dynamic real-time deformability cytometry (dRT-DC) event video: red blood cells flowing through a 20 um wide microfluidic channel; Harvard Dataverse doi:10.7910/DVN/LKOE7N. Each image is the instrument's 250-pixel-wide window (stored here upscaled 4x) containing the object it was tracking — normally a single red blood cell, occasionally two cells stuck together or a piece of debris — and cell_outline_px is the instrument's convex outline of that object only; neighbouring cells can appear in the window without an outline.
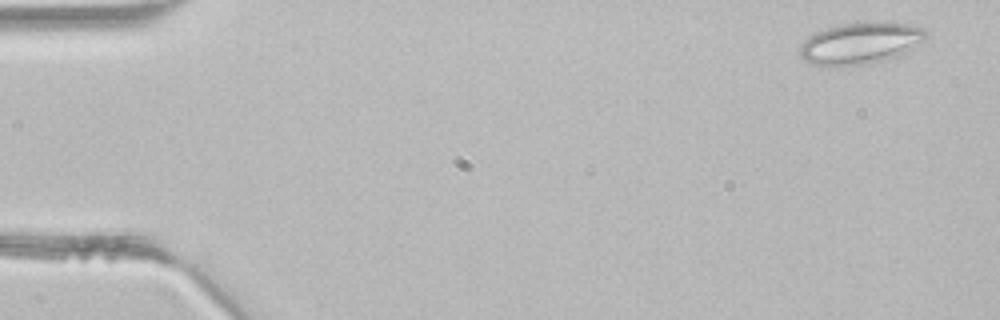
{"species": "common noctule bat (a hibernating species)", "species_latin": "Nyctalus noctula", "temperature_condition": "room temperature", "stored_images_in_passage": 5, "camera_frame_rate_fps": 3000, "um_per_image_px": 0.085, "animal": {"sex": "male", "body_mass_g": 21.5, "forearm_length_mm": 52.0}, "frame": {"image": 1, "passage_image": 1, "time_ms": 0.0, "image_size_px": [1000, 320], "cell_outline_px": [[928, 36], [924, 40], [912, 48], [896, 56], [884, 60], [864, 64], [836, 68], [828, 68], [812, 64], [804, 60], [800, 56], [800, 48], [804, 40], [808, 36], [816, 32], [828, 28], [844, 24], [864, 20], [892, 20], [924, 28], [928, 32]], "centroid_in_image_um": [73.14, 3.66], "position_along_channel_um": 11.9, "area_um2": 31.5}}
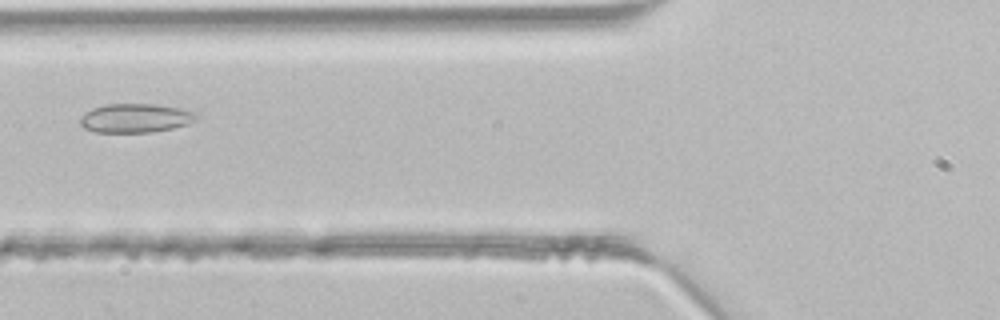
{"frame": {"image": 2, "passage_image": 5, "time_ms": 1.333, "image_size_px": [1000, 320], "cell_outline_px": [[200, 116], [196, 120], [188, 124], [172, 128], [152, 132], [96, 132], [84, 128], [80, 124], [80, 120], [92, 108], [104, 104], [152, 104], [176, 108], [196, 112]], "centroid_in_image_um": [11.54, 10.04], "position_along_channel_um": 114.3, "area_um2": 19.42}}